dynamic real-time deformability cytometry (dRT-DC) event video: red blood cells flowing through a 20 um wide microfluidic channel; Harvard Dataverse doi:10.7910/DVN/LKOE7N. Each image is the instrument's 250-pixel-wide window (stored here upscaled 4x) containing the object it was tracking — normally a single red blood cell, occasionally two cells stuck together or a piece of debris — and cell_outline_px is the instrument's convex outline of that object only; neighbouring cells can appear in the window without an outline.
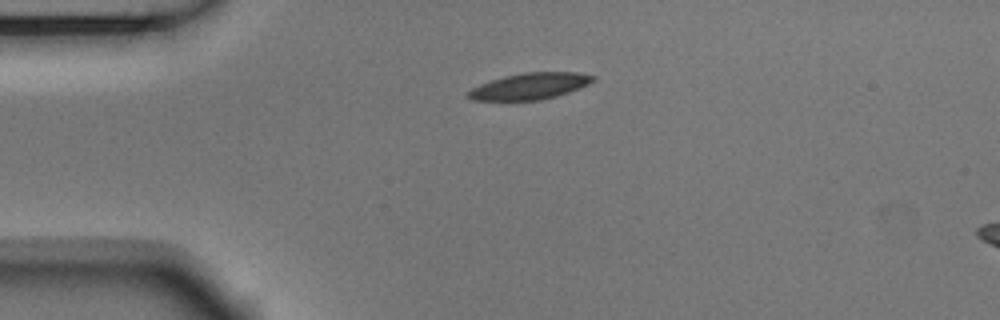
{"species": "Egyptian fruit bat (a non-hibernating species)", "species_latin": "Rousettus aegyptiacus", "temperature_condition": "room temperature", "stored_images_in_passage": 42, "camera_frame_rate_fps": 3000, "um_per_image_px": 0.085, "animal": {"sex": "male"}, "frame": {"image": 1, "passage_image": 1, "time_ms": 0.0, "image_size_px": [1000, 320], "cell_outline_px": [[596, 80], [588, 84], [568, 92], [556, 96], [540, 100], [472, 100], [464, 96], [464, 92], [480, 84], [504, 76], [524, 72], [576, 72], [596, 76]], "centroid_in_image_um": [45.0, 7.32], "position_along_channel_um": 40.0, "area_um2": 19.25}}
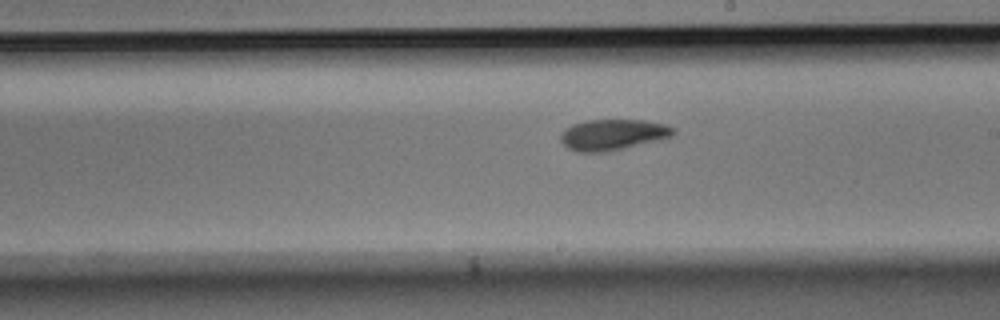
{"frame": {"image": 2, "passage_image": 19, "time_ms": 6.0, "image_size_px": [1000, 320], "cell_outline_px": [[676, 132], [668, 136], [624, 148], [608, 152], [576, 152], [568, 148], [560, 140], [560, 136], [564, 128], [572, 124], [584, 120], [644, 120], [664, 124], [676, 128]], "centroid_in_image_um": [52.01, 11.44], "position_along_channel_um": 237.0, "area_um2": 20.11}}
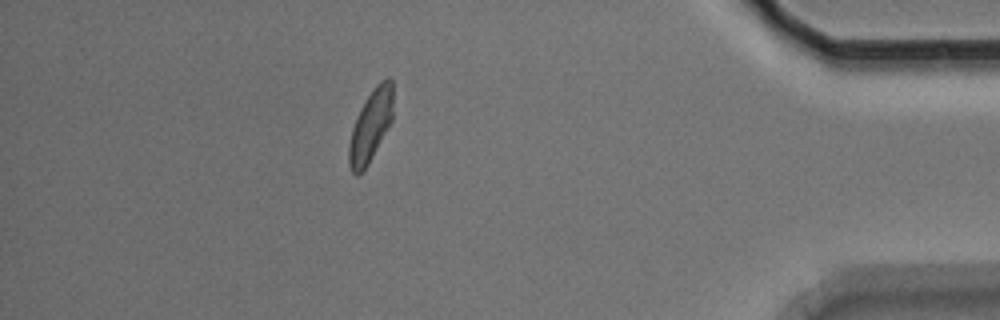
{"frame": {"image": 3, "passage_image": 36, "time_ms": 11.667, "image_size_px": [1000, 320], "cell_outline_px": [[392, 120], [368, 164], [356, 176], [352, 172], [348, 164], [348, 148], [352, 128], [360, 108], [364, 100], [372, 88], [380, 80], [388, 76], [392, 76]], "centroid_in_image_um": [31.5, 10.63], "position_along_channel_um": 403.7, "area_um2": 18.44}, "authors_computed_cell_mechanics": {"area_um2": 19.5364, "velocity_mm_per_s": 3.7248, "shape_relaxation_time_tau1_ms": 5.3617, "shape_relaxation_time_tau2_ms": 4.7545, "deformation_change_tau1": 0.1375, "deformation_change_tau2": 0.1111}}